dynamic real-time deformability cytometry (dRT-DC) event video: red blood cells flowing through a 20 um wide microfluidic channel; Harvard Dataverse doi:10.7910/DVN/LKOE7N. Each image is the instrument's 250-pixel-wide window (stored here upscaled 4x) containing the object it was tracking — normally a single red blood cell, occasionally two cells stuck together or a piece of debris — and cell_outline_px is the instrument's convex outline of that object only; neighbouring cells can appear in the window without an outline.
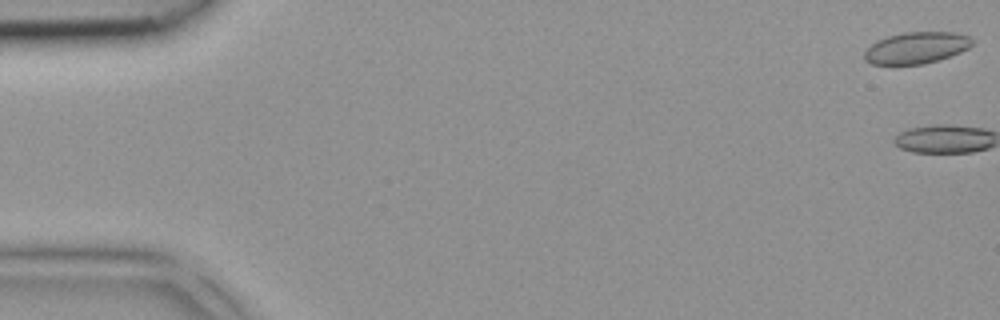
{"species": "common noctule bat (a hibernating species)", "species_latin": "Nyctalus noctula", "temperature_condition": "room temperature", "stored_images_in_passage": 4, "camera_frame_rate_fps": 3000, "um_per_image_px": 0.085, "animal": {"sex": "female", "body_mass_g": 18.4}, "frame": {"image": 1, "passage_image": 1, "time_ms": 0.0, "image_size_px": [1000, 320], "cell_outline_px": [[972, 44], [968, 48], [960, 52], [924, 64], [872, 64], [864, 60], [864, 52], [876, 40], [888, 36], [904, 32], [956, 32], [968, 36], [972, 40]], "centroid_in_image_um": [77.86, 4.05], "position_along_channel_um": 7.1, "area_um2": 19.65}}